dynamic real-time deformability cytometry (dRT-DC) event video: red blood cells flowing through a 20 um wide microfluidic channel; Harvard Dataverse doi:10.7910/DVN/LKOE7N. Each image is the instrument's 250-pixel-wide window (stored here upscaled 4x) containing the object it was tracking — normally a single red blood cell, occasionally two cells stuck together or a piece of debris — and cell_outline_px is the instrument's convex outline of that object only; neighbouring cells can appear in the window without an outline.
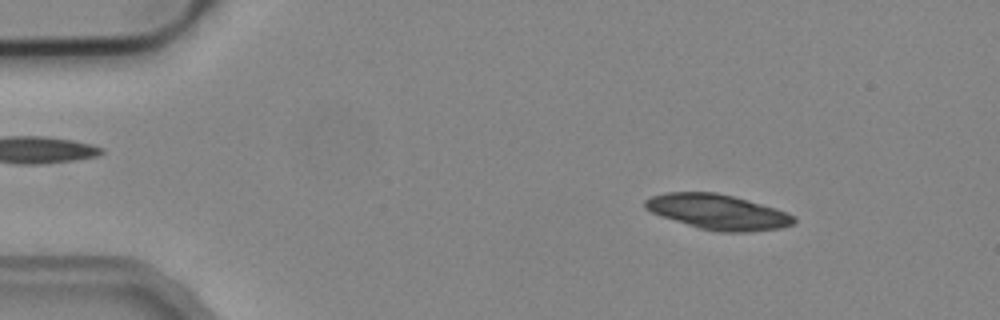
{"species": "common noctule bat (a hibernating species)", "species_latin": "Nyctalus noctula", "temperature_condition": "cold", "stored_images_in_passage": 33, "camera_frame_rate_fps": 3000, "um_per_image_px": 0.085, "animal": {"sex": "male", "body_mass_g": 19.2, "forearm_length_mm": 51.8}, "frame": {"image": 1, "passage_image": 7, "time_ms": 2.0, "image_size_px": [1000, 320], "cell_outline_px": [[796, 220], [792, 224], [780, 228], [748, 232], [720, 232], [700, 228], [660, 216], [644, 208], [644, 200], [652, 196], [668, 192], [716, 192], [748, 200], [776, 208], [788, 212], [796, 216]], "centroid_in_image_um": [61.03, 18.01], "position_along_channel_um": 24.0, "area_um2": 30.4}}
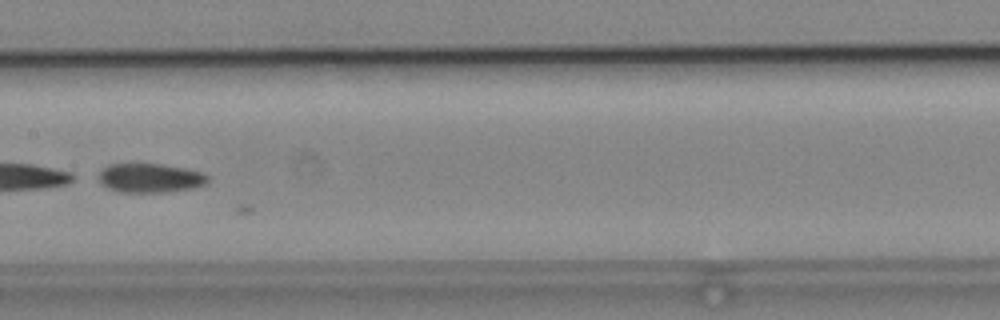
{"frame": {"image": 2, "passage_image": 27, "time_ms": 8.667, "image_size_px": [1000, 320], "cell_outline_px": [[208, 180], [204, 184], [192, 188], [164, 192], [120, 192], [108, 188], [100, 184], [100, 172], [108, 164], [160, 164], [184, 168], [204, 172], [208, 176]], "centroid_in_image_um": [12.76, 15.13], "position_along_channel_um": 194.6, "area_um2": 18.38}}